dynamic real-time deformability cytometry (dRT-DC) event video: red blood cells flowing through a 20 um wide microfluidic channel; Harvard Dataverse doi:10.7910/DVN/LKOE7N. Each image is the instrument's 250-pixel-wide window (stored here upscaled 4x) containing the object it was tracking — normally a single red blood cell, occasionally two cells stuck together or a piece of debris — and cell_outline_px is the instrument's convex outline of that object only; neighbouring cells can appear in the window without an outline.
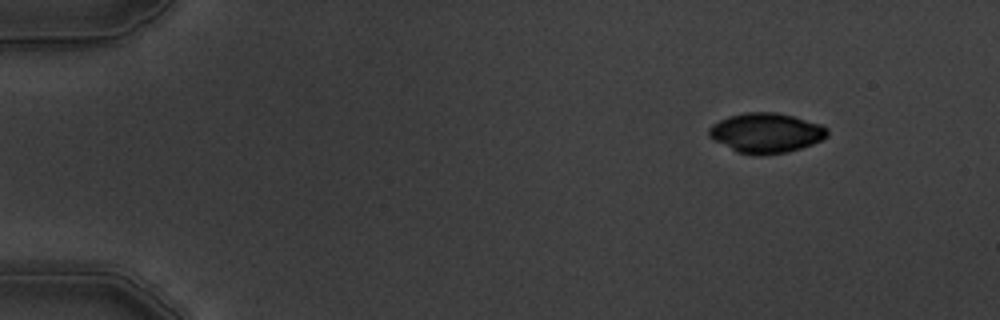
{"species": "common noctule bat (a hibernating species)", "species_latin": "Nyctalus noctula", "temperature_condition": "warm", "stored_images_in_passage": 5, "camera_frame_rate_fps": 3000, "um_per_image_px": 0.085, "animal": {"sex": "male", "body_mass_g": 19.5, "forearm_length_mm": 54.6}, "frame": {"image": 1, "passage_image": 1, "time_ms": 0.0, "image_size_px": [1000, 320], "cell_outline_px": [[828, 136], [812, 144], [788, 152], [760, 156], [756, 156], [736, 152], [708, 136], [708, 128], [712, 124], [728, 116], [744, 112], [776, 112], [792, 116], [820, 124], [828, 128]], "centroid_in_image_um": [65.09, 11.3], "position_along_channel_um": 19.9, "area_um2": 27.57}}